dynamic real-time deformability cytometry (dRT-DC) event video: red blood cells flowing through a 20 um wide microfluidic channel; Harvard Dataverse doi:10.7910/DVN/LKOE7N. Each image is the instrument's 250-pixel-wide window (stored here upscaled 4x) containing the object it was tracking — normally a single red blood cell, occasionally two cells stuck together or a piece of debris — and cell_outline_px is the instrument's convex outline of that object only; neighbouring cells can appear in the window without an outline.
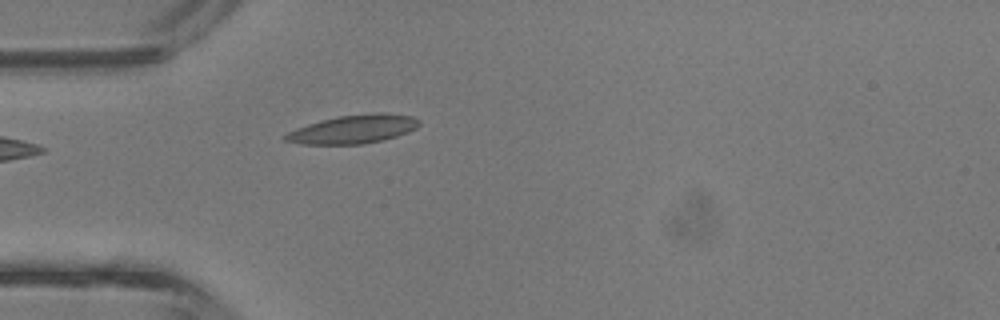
{"species": "common noctule bat (a hibernating species)", "species_latin": "Nyctalus noctula", "temperature_condition": "room temperature", "stored_images_in_passage": 1, "camera_frame_rate_fps": 3000, "um_per_image_px": 0.085, "animal": {"sex": "male", "body_mass_g": 13.3}, "frame": {"image": 1, "passage_image": 1, "time_ms": 0.0, "image_size_px": [1000, 320], "cell_outline_px": [[420, 124], [416, 128], [408, 132], [384, 140], [364, 144], [300, 144], [284, 140], [284, 136], [288, 132], [296, 128], [320, 120], [336, 116], [376, 112], [384, 112], [412, 116], [420, 120]], "centroid_in_image_um": [30.05, 10.97], "position_along_channel_um": 54.9, "area_um2": 22.43}}